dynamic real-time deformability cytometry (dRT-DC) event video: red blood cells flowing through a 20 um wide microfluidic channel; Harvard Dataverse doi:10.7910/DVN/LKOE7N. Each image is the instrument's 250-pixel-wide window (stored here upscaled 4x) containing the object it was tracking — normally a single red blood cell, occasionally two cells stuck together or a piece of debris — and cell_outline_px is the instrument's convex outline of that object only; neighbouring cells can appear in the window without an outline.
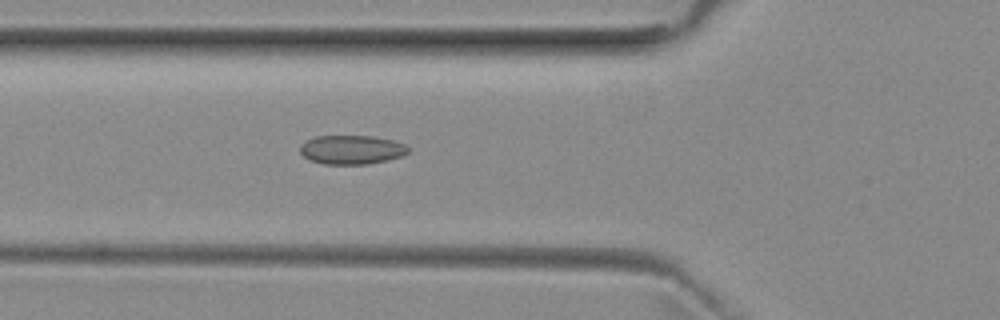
{"species": "common noctule bat (a hibernating species)", "species_latin": "Nyctalus noctula", "temperature_condition": "room temperature", "stored_images_in_passage": 40, "camera_frame_rate_fps": 3000, "um_per_image_px": 0.085, "animal": {"sex": "female", "body_mass_g": 29.2, "forearm_length_mm": 56.3}, "frame": {"image": 1, "passage_image": 7, "time_ms": 2.0, "image_size_px": [1000, 320], "cell_outline_px": [[408, 152], [400, 156], [388, 160], [368, 164], [324, 164], [308, 160], [300, 152], [300, 144], [304, 140], [316, 136], [372, 136], [392, 140], [404, 144], [408, 148]], "centroid_in_image_um": [29.83, 12.72], "position_along_channel_um": 96.0, "area_um2": 18.32}}
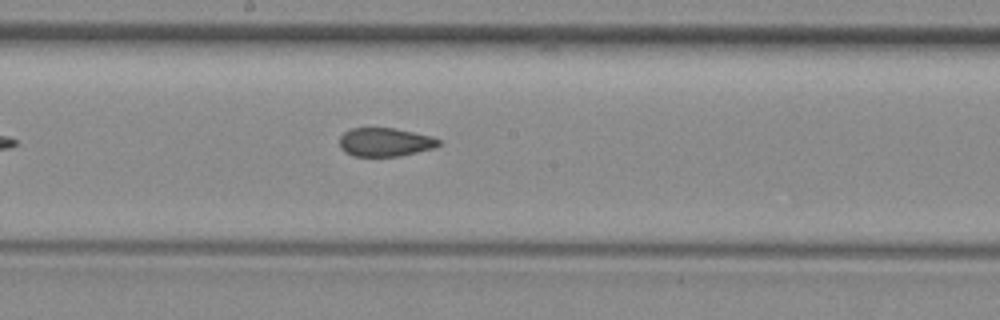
{"frame": {"image": 2, "passage_image": 16, "time_ms": 5.0, "image_size_px": [1000, 320], "cell_outline_px": [[440, 144], [432, 148], [416, 152], [396, 156], [352, 156], [344, 152], [340, 148], [340, 136], [344, 132], [352, 128], [392, 128], [432, 136], [440, 140]], "centroid_in_image_um": [32.68, 12.08], "position_along_channel_um": 215.5, "area_um2": 16.36}}
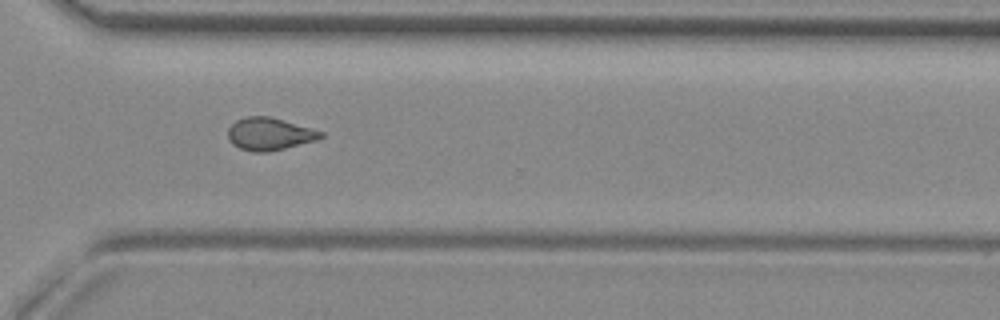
{"frame": {"image": 3, "passage_image": 26, "time_ms": 8.333, "image_size_px": [1000, 320], "cell_outline_px": [[324, 136], [316, 140], [268, 152], [252, 152], [240, 148], [232, 144], [228, 140], [228, 128], [236, 120], [244, 116], [268, 116], [324, 132]], "centroid_in_image_um": [22.86, 11.39], "position_along_channel_um": 347.7, "area_um2": 17.46}, "authors_computed_cell_mechanics": {"area_um2": 17.5134, "velocity_mm_per_s": 3.9722, "shape_relaxation_time_tau1_ms": null, "shape_relaxation_time_tau2_ms": 1.7516, "deformation_change_tau1": null, "deformation_change_tau2": 0.0607}}